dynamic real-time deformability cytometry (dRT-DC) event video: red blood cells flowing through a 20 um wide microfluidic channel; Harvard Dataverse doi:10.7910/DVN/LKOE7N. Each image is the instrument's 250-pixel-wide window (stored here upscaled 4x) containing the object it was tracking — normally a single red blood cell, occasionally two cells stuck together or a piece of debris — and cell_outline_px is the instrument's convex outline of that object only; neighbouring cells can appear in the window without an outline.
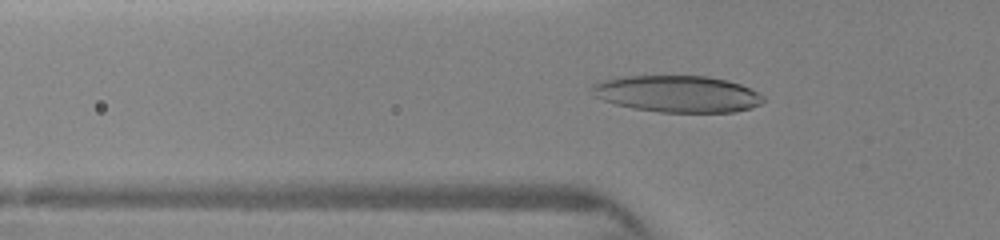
{"species": "human", "species_latin": "Homo sapiens", "temperature_condition": "warm", "stored_images_in_passage": 39, "camera_frame_rate_fps": 3000, "um_per_image_px": 0.085, "donor": {"sex": "female"}, "frame": {"image": 1, "passage_image": 6, "time_ms": 1.667, "image_size_px": [1000, 240], "cell_outline_px": [[764, 100], [760, 104], [752, 108], [736, 112], [660, 112], [632, 108], [616, 104], [604, 100], [596, 96], [592, 92], [592, 84], [596, 80], [620, 76], [708, 76], [728, 80], [740, 84], [764, 96]], "centroid_in_image_um": [57.55, 7.97], "position_along_channel_um": 68.2, "area_um2": 36.82}}
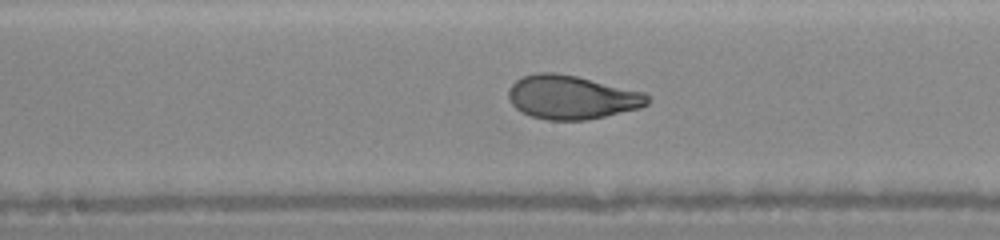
{"frame": {"image": 2, "passage_image": 16, "time_ms": 4.667, "image_size_px": [1000, 240], "cell_outline_px": [[648, 104], [640, 108], [604, 116], [584, 120], [548, 120], [532, 116], [520, 112], [508, 100], [508, 92], [512, 84], [516, 80], [524, 76], [536, 72], [556, 72], [576, 76], [644, 92], [648, 96]], "centroid_in_image_um": [48.56, 8.26], "position_along_channel_um": 199.6, "area_um2": 35.32}}
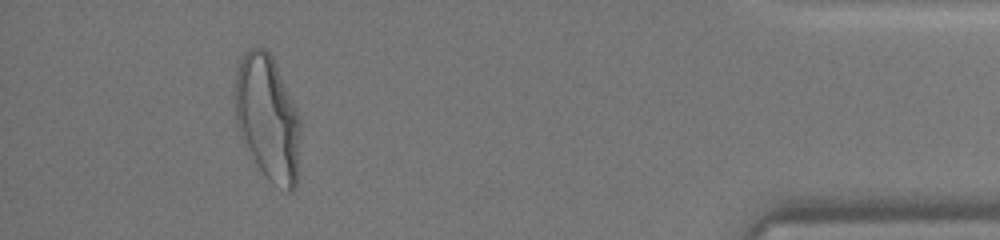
{"frame": {"image": 3, "passage_image": 35, "time_ms": 10.667, "image_size_px": [1000, 240], "cell_outline_px": [[300, 132], [296, 188], [292, 192], [288, 192], [272, 180], [260, 168], [240, 136], [236, 124], [232, 96], [236, 72], [240, 60], [244, 52], [248, 48], [264, 48], [272, 56], [296, 108], [300, 120]], "centroid_in_image_um": [22.71, 9.96], "position_along_channel_um": 412.5, "area_um2": 47.69}}